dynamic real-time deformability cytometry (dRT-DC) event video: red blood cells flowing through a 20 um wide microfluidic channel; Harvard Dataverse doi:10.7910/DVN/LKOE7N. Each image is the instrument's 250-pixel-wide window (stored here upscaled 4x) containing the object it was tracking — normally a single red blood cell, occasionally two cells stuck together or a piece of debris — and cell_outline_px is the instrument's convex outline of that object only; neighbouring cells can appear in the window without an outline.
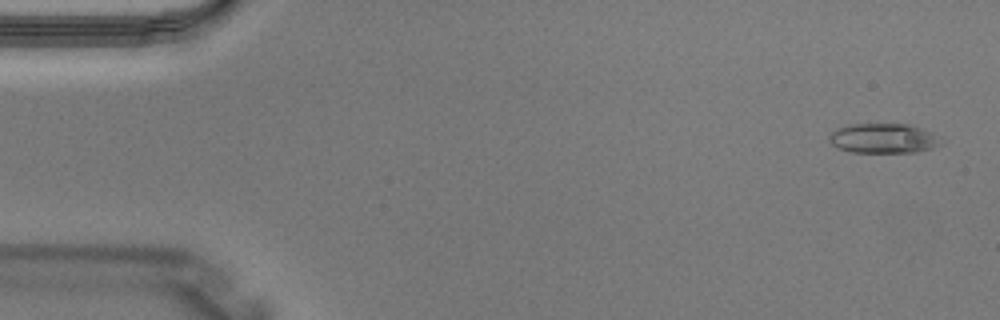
{"species": "Egyptian fruit bat (a non-hibernating species)", "species_latin": "Rousettus aegyptiacus", "temperature_condition": "warm", "stored_images_in_passage": 4, "camera_frame_rate_fps": 3000, "um_per_image_px": 0.085, "animal": {"sex": "male"}, "frame": {"image": 1, "passage_image": 1, "time_ms": 0.0, "image_size_px": [1000, 320], "cell_outline_px": [[940, 144], [932, 148], [912, 152], [852, 152], [836, 148], [828, 140], [828, 136], [836, 128], [848, 124], [908, 124], [920, 128], [928, 132]], "centroid_in_image_um": [74.94, 11.76], "position_along_channel_um": 10.1, "area_um2": 18.96}}
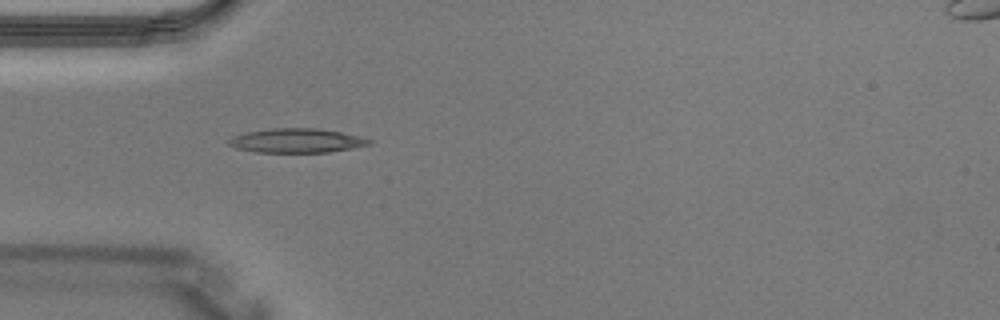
{"frame": {"image": 2, "passage_image": 3, "time_ms": 0.667, "image_size_px": [1000, 320], "cell_outline_px": [[372, 144], [352, 148], [328, 152], [256, 152], [236, 148], [228, 144], [228, 140], [232, 136], [244, 132], [268, 128], [316, 128], [340, 132], [360, 136], [372, 140]], "centroid_in_image_um": [25.19, 11.94], "position_along_channel_um": 59.8, "area_um2": 19.88}}